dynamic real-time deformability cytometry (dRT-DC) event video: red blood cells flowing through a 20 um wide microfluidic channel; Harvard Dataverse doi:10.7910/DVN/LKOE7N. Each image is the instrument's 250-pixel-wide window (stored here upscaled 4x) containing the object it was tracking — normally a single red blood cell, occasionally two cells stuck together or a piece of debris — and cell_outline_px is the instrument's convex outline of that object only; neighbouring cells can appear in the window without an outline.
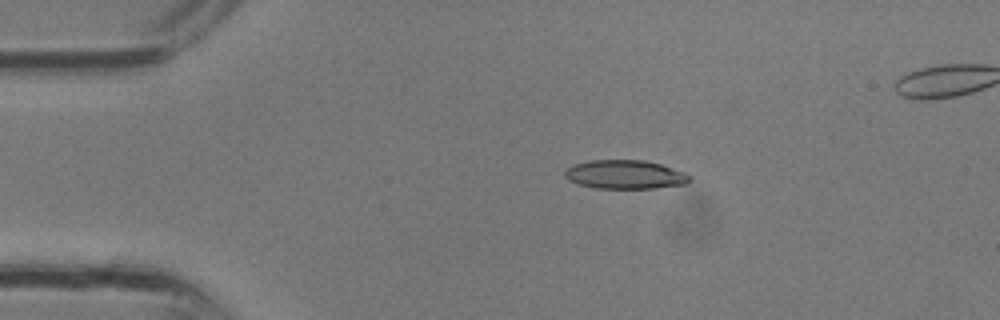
{"species": "common noctule bat (a hibernating species)", "species_latin": "Nyctalus noctula", "temperature_condition": "room temperature", "stored_images_in_passage": 5, "camera_frame_rate_fps": 3000, "um_per_image_px": 0.085, "animal": {"sex": "male", "body_mass_g": 13.3}, "frame": {"image": 1, "passage_image": 3, "time_ms": 0.667, "image_size_px": [1000, 320], "cell_outline_px": [[692, 180], [688, 184], [656, 188], [596, 188], [576, 184], [568, 180], [564, 176], [564, 172], [572, 164], [588, 160], [644, 160], [660, 164], [684, 172], [692, 176]], "centroid_in_image_um": [53.13, 14.84], "position_along_channel_um": 31.9, "area_um2": 21.21}}